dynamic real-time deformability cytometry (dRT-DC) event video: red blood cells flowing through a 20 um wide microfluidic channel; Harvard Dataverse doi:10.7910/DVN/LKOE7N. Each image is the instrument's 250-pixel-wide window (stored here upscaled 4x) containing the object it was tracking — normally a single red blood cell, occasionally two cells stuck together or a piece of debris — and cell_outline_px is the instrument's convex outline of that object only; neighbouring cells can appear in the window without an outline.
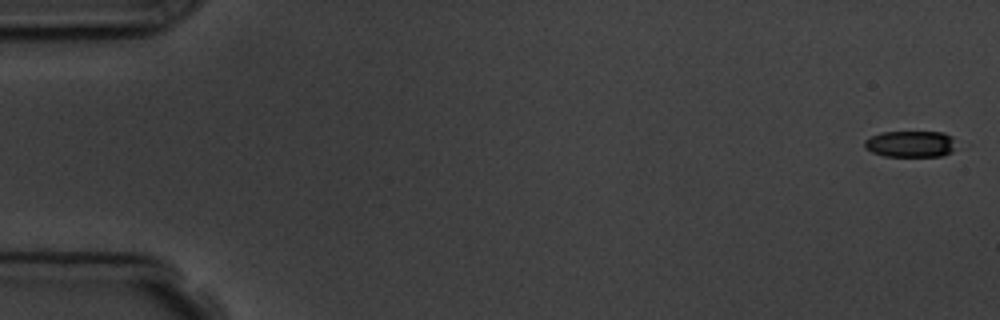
{"species": "common noctule bat (a hibernating species)", "species_latin": "Nyctalus noctula", "temperature_condition": "room temperature", "stored_images_in_passage": 6, "camera_frame_rate_fps": 3000, "um_per_image_px": 0.085, "animal": {"sex": "male", "body_mass_g": 19.5, "forearm_length_mm": 54.6}, "frame": {"image": 1, "passage_image": 1, "time_ms": 0.0, "image_size_px": [1000, 320], "cell_outline_px": [[952, 152], [940, 156], [884, 156], [872, 152], [864, 148], [864, 140], [880, 132], [944, 132], [952, 136]], "centroid_in_image_um": [77.34, 12.23], "position_along_channel_um": 7.7, "area_um2": 13.99}}
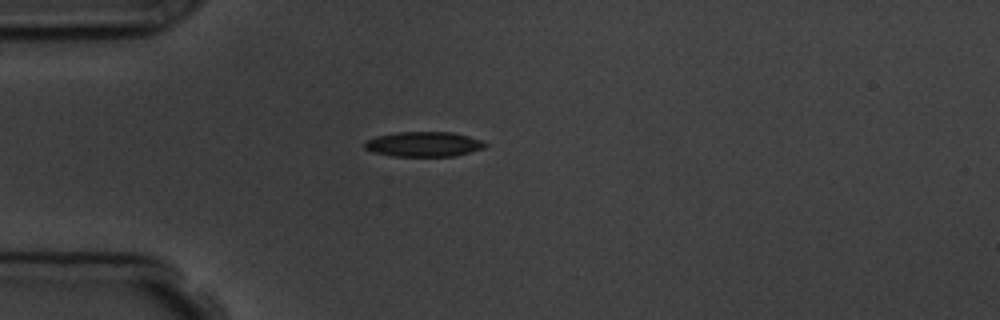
{"frame": {"image": 2, "passage_image": 5, "time_ms": 4.667, "image_size_px": [1000, 320], "cell_outline_px": [[488, 144], [484, 148], [456, 156], [392, 156], [372, 152], [364, 148], [364, 140], [376, 136], [396, 132], [452, 132], [484, 140]], "centroid_in_image_um": [36.01, 12.25], "position_along_channel_um": 49.0, "area_um2": 17.74}}